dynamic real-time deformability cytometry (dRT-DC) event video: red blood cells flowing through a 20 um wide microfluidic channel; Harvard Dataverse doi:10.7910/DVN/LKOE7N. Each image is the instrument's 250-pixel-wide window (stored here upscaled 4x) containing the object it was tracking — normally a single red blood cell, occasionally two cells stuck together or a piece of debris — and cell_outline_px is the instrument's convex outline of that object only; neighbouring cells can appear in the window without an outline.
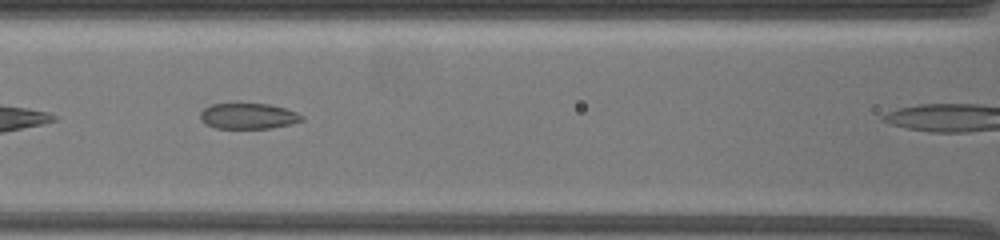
{"species": "common noctule bat (a hibernating species)", "species_latin": "Nyctalus noctula", "temperature_condition": "warm", "stored_images_in_passage": 27, "camera_frame_rate_fps": 3000, "um_per_image_px": 0.085, "animal": {"sex": "female", "body_mass_g": 19.5, "forearm_length_mm": 54.1}, "frame": {"image": 1, "passage_image": 9, "time_ms": 3.667, "image_size_px": [1000, 240], "cell_outline_px": [[304, 120], [272, 128], [216, 128], [208, 124], [200, 116], [200, 112], [204, 108], [212, 104], [268, 104], [284, 108], [296, 112], [304, 116]], "centroid_in_image_um": [21.13, 9.86], "position_along_channel_um": 145.5, "area_um2": 14.91}}